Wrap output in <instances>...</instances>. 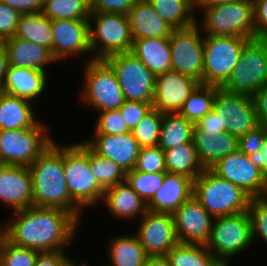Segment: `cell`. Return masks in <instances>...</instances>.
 I'll return each instance as SVG.
<instances>
[{"instance_id":"6da1fadb","label":"cell","mask_w":267,"mask_h":266,"mask_svg":"<svg viewBox=\"0 0 267 266\" xmlns=\"http://www.w3.org/2000/svg\"><path fill=\"white\" fill-rule=\"evenodd\" d=\"M13 214L2 222L4 238L13 245L40 253L69 250L81 224L71 213L59 208L30 206Z\"/></svg>"},{"instance_id":"7a4b0ae2","label":"cell","mask_w":267,"mask_h":266,"mask_svg":"<svg viewBox=\"0 0 267 266\" xmlns=\"http://www.w3.org/2000/svg\"><path fill=\"white\" fill-rule=\"evenodd\" d=\"M33 185V206L59 208L79 222L83 210L71 199L63 166V143L54 140L29 166Z\"/></svg>"},{"instance_id":"3957f363","label":"cell","mask_w":267,"mask_h":266,"mask_svg":"<svg viewBox=\"0 0 267 266\" xmlns=\"http://www.w3.org/2000/svg\"><path fill=\"white\" fill-rule=\"evenodd\" d=\"M63 166L71 199L84 211L102 202L105 189L90 166V148L82 141L63 143Z\"/></svg>"},{"instance_id":"277c9868","label":"cell","mask_w":267,"mask_h":266,"mask_svg":"<svg viewBox=\"0 0 267 266\" xmlns=\"http://www.w3.org/2000/svg\"><path fill=\"white\" fill-rule=\"evenodd\" d=\"M193 196L213 218L248 211L252 199L242 188L210 169L194 180Z\"/></svg>"},{"instance_id":"5b68a950","label":"cell","mask_w":267,"mask_h":266,"mask_svg":"<svg viewBox=\"0 0 267 266\" xmlns=\"http://www.w3.org/2000/svg\"><path fill=\"white\" fill-rule=\"evenodd\" d=\"M79 100L93 111L117 110L126 101L112 67L104 59L86 61Z\"/></svg>"},{"instance_id":"8992f818","label":"cell","mask_w":267,"mask_h":266,"mask_svg":"<svg viewBox=\"0 0 267 266\" xmlns=\"http://www.w3.org/2000/svg\"><path fill=\"white\" fill-rule=\"evenodd\" d=\"M202 12L200 27L204 35L239 36L255 39L253 0L233 1L215 5ZM204 31V32H203Z\"/></svg>"},{"instance_id":"52a82bcc","label":"cell","mask_w":267,"mask_h":266,"mask_svg":"<svg viewBox=\"0 0 267 266\" xmlns=\"http://www.w3.org/2000/svg\"><path fill=\"white\" fill-rule=\"evenodd\" d=\"M48 124L39 120L30 128L0 130V164L29 167L55 140Z\"/></svg>"},{"instance_id":"ba28073f","label":"cell","mask_w":267,"mask_h":266,"mask_svg":"<svg viewBox=\"0 0 267 266\" xmlns=\"http://www.w3.org/2000/svg\"><path fill=\"white\" fill-rule=\"evenodd\" d=\"M89 33L92 59L131 52L133 38L127 14L90 12Z\"/></svg>"},{"instance_id":"9c48e42d","label":"cell","mask_w":267,"mask_h":266,"mask_svg":"<svg viewBox=\"0 0 267 266\" xmlns=\"http://www.w3.org/2000/svg\"><path fill=\"white\" fill-rule=\"evenodd\" d=\"M252 243L254 245L251 218L248 211H244L215 217L206 247L218 260H230L241 256Z\"/></svg>"},{"instance_id":"30bf717a","label":"cell","mask_w":267,"mask_h":266,"mask_svg":"<svg viewBox=\"0 0 267 266\" xmlns=\"http://www.w3.org/2000/svg\"><path fill=\"white\" fill-rule=\"evenodd\" d=\"M266 84L267 41L251 39L244 46L238 63L221 88L232 93L252 96Z\"/></svg>"},{"instance_id":"8fae6325","label":"cell","mask_w":267,"mask_h":266,"mask_svg":"<svg viewBox=\"0 0 267 266\" xmlns=\"http://www.w3.org/2000/svg\"><path fill=\"white\" fill-rule=\"evenodd\" d=\"M203 84L221 87L251 40L239 36L204 35Z\"/></svg>"},{"instance_id":"7c38bea8","label":"cell","mask_w":267,"mask_h":266,"mask_svg":"<svg viewBox=\"0 0 267 266\" xmlns=\"http://www.w3.org/2000/svg\"><path fill=\"white\" fill-rule=\"evenodd\" d=\"M104 60L114 70L125 100L153 101L156 76L132 52L116 53Z\"/></svg>"},{"instance_id":"4fadbf2b","label":"cell","mask_w":267,"mask_h":266,"mask_svg":"<svg viewBox=\"0 0 267 266\" xmlns=\"http://www.w3.org/2000/svg\"><path fill=\"white\" fill-rule=\"evenodd\" d=\"M169 41L171 70L191 76L203 84L205 36L197 23L173 30Z\"/></svg>"},{"instance_id":"5bb4252c","label":"cell","mask_w":267,"mask_h":266,"mask_svg":"<svg viewBox=\"0 0 267 266\" xmlns=\"http://www.w3.org/2000/svg\"><path fill=\"white\" fill-rule=\"evenodd\" d=\"M51 29L53 34L52 56L57 62H66L71 58L80 59L81 57L82 59L83 56H85L84 58L88 57L87 61L93 60L90 48L89 19L51 20Z\"/></svg>"},{"instance_id":"9a60e30c","label":"cell","mask_w":267,"mask_h":266,"mask_svg":"<svg viewBox=\"0 0 267 266\" xmlns=\"http://www.w3.org/2000/svg\"><path fill=\"white\" fill-rule=\"evenodd\" d=\"M213 109L221 117L226 132L237 139L259 125L251 95L232 93L216 86Z\"/></svg>"},{"instance_id":"2e32d148","label":"cell","mask_w":267,"mask_h":266,"mask_svg":"<svg viewBox=\"0 0 267 266\" xmlns=\"http://www.w3.org/2000/svg\"><path fill=\"white\" fill-rule=\"evenodd\" d=\"M219 177L242 188L252 198H263L267 191V180L261 170L238 149L217 161L209 168Z\"/></svg>"},{"instance_id":"e0dca14e","label":"cell","mask_w":267,"mask_h":266,"mask_svg":"<svg viewBox=\"0 0 267 266\" xmlns=\"http://www.w3.org/2000/svg\"><path fill=\"white\" fill-rule=\"evenodd\" d=\"M138 221L133 233L149 256L167 255L179 244L172 214L147 210Z\"/></svg>"},{"instance_id":"ac0fdd59","label":"cell","mask_w":267,"mask_h":266,"mask_svg":"<svg viewBox=\"0 0 267 266\" xmlns=\"http://www.w3.org/2000/svg\"><path fill=\"white\" fill-rule=\"evenodd\" d=\"M172 216L179 243L207 244L214 218L194 196L183 203Z\"/></svg>"},{"instance_id":"d6986e66","label":"cell","mask_w":267,"mask_h":266,"mask_svg":"<svg viewBox=\"0 0 267 266\" xmlns=\"http://www.w3.org/2000/svg\"><path fill=\"white\" fill-rule=\"evenodd\" d=\"M199 83L195 78L173 70L157 75L152 107L162 113L179 112Z\"/></svg>"},{"instance_id":"ffe728a7","label":"cell","mask_w":267,"mask_h":266,"mask_svg":"<svg viewBox=\"0 0 267 266\" xmlns=\"http://www.w3.org/2000/svg\"><path fill=\"white\" fill-rule=\"evenodd\" d=\"M0 201L12 213L33 206L32 175L29 167L0 164Z\"/></svg>"},{"instance_id":"44dd1931","label":"cell","mask_w":267,"mask_h":266,"mask_svg":"<svg viewBox=\"0 0 267 266\" xmlns=\"http://www.w3.org/2000/svg\"><path fill=\"white\" fill-rule=\"evenodd\" d=\"M91 137L82 141L94 153L111 159L126 173L134 169L141 147L131 132L121 135L93 134Z\"/></svg>"},{"instance_id":"7402d4cb","label":"cell","mask_w":267,"mask_h":266,"mask_svg":"<svg viewBox=\"0 0 267 266\" xmlns=\"http://www.w3.org/2000/svg\"><path fill=\"white\" fill-rule=\"evenodd\" d=\"M194 180L182 174L165 173L162 186L147 203V210L173 214L193 196Z\"/></svg>"},{"instance_id":"603a6c76","label":"cell","mask_w":267,"mask_h":266,"mask_svg":"<svg viewBox=\"0 0 267 266\" xmlns=\"http://www.w3.org/2000/svg\"><path fill=\"white\" fill-rule=\"evenodd\" d=\"M101 204L120 221L140 220L147 211V204L126 181L106 188Z\"/></svg>"},{"instance_id":"cb8c5ba5","label":"cell","mask_w":267,"mask_h":266,"mask_svg":"<svg viewBox=\"0 0 267 266\" xmlns=\"http://www.w3.org/2000/svg\"><path fill=\"white\" fill-rule=\"evenodd\" d=\"M133 40L169 38L174 30L155 11L148 0H138L127 13Z\"/></svg>"},{"instance_id":"d4e9b609","label":"cell","mask_w":267,"mask_h":266,"mask_svg":"<svg viewBox=\"0 0 267 266\" xmlns=\"http://www.w3.org/2000/svg\"><path fill=\"white\" fill-rule=\"evenodd\" d=\"M47 74L30 68L9 66L3 92L37 103L48 88L47 81L50 79Z\"/></svg>"},{"instance_id":"484cf974","label":"cell","mask_w":267,"mask_h":266,"mask_svg":"<svg viewBox=\"0 0 267 266\" xmlns=\"http://www.w3.org/2000/svg\"><path fill=\"white\" fill-rule=\"evenodd\" d=\"M5 45L10 66L30 68L48 73L47 66H51L54 63L58 65L51 51L44 46L14 36L6 39Z\"/></svg>"},{"instance_id":"4316f807","label":"cell","mask_w":267,"mask_h":266,"mask_svg":"<svg viewBox=\"0 0 267 266\" xmlns=\"http://www.w3.org/2000/svg\"><path fill=\"white\" fill-rule=\"evenodd\" d=\"M34 102L0 92V130H16L33 127L40 119ZM38 118V119H37Z\"/></svg>"},{"instance_id":"83f0119b","label":"cell","mask_w":267,"mask_h":266,"mask_svg":"<svg viewBox=\"0 0 267 266\" xmlns=\"http://www.w3.org/2000/svg\"><path fill=\"white\" fill-rule=\"evenodd\" d=\"M192 140L204 169H209L217 161L238 149V139L226 131L212 136L202 134L194 127Z\"/></svg>"},{"instance_id":"f1b7e54d","label":"cell","mask_w":267,"mask_h":266,"mask_svg":"<svg viewBox=\"0 0 267 266\" xmlns=\"http://www.w3.org/2000/svg\"><path fill=\"white\" fill-rule=\"evenodd\" d=\"M131 52L155 75L171 70L169 38H141L133 40Z\"/></svg>"},{"instance_id":"f546056e","label":"cell","mask_w":267,"mask_h":266,"mask_svg":"<svg viewBox=\"0 0 267 266\" xmlns=\"http://www.w3.org/2000/svg\"><path fill=\"white\" fill-rule=\"evenodd\" d=\"M111 237L106 245L110 262L101 266H143L149 255L133 232Z\"/></svg>"},{"instance_id":"4dcf8cb0","label":"cell","mask_w":267,"mask_h":266,"mask_svg":"<svg viewBox=\"0 0 267 266\" xmlns=\"http://www.w3.org/2000/svg\"><path fill=\"white\" fill-rule=\"evenodd\" d=\"M167 172L182 174L195 180L205 169L197 156L193 140L164 150Z\"/></svg>"},{"instance_id":"1f68e13d","label":"cell","mask_w":267,"mask_h":266,"mask_svg":"<svg viewBox=\"0 0 267 266\" xmlns=\"http://www.w3.org/2000/svg\"><path fill=\"white\" fill-rule=\"evenodd\" d=\"M156 13L174 30L197 23L195 6L189 0H148Z\"/></svg>"},{"instance_id":"d6a6232c","label":"cell","mask_w":267,"mask_h":266,"mask_svg":"<svg viewBox=\"0 0 267 266\" xmlns=\"http://www.w3.org/2000/svg\"><path fill=\"white\" fill-rule=\"evenodd\" d=\"M14 37L44 46L51 51L53 34L51 20L39 13L21 14Z\"/></svg>"},{"instance_id":"836d02e7","label":"cell","mask_w":267,"mask_h":266,"mask_svg":"<svg viewBox=\"0 0 267 266\" xmlns=\"http://www.w3.org/2000/svg\"><path fill=\"white\" fill-rule=\"evenodd\" d=\"M193 128L179 112L163 113L158 146L164 151L192 141Z\"/></svg>"},{"instance_id":"e575fe53","label":"cell","mask_w":267,"mask_h":266,"mask_svg":"<svg viewBox=\"0 0 267 266\" xmlns=\"http://www.w3.org/2000/svg\"><path fill=\"white\" fill-rule=\"evenodd\" d=\"M215 94V85L199 83L191 92L179 113L195 125L213 109Z\"/></svg>"},{"instance_id":"d590c367","label":"cell","mask_w":267,"mask_h":266,"mask_svg":"<svg viewBox=\"0 0 267 266\" xmlns=\"http://www.w3.org/2000/svg\"><path fill=\"white\" fill-rule=\"evenodd\" d=\"M171 266H213L218 260L206 247L199 244H177L166 255Z\"/></svg>"},{"instance_id":"8d00e7d4","label":"cell","mask_w":267,"mask_h":266,"mask_svg":"<svg viewBox=\"0 0 267 266\" xmlns=\"http://www.w3.org/2000/svg\"><path fill=\"white\" fill-rule=\"evenodd\" d=\"M40 13L50 20L89 19L90 2L87 0H44Z\"/></svg>"},{"instance_id":"74e56055","label":"cell","mask_w":267,"mask_h":266,"mask_svg":"<svg viewBox=\"0 0 267 266\" xmlns=\"http://www.w3.org/2000/svg\"><path fill=\"white\" fill-rule=\"evenodd\" d=\"M90 166L98 183L104 188L125 181L126 172L111 159L101 157L90 149Z\"/></svg>"},{"instance_id":"f35d334b","label":"cell","mask_w":267,"mask_h":266,"mask_svg":"<svg viewBox=\"0 0 267 266\" xmlns=\"http://www.w3.org/2000/svg\"><path fill=\"white\" fill-rule=\"evenodd\" d=\"M163 113L152 108L131 131L139 146L155 147L159 144Z\"/></svg>"},{"instance_id":"ab89813d","label":"cell","mask_w":267,"mask_h":266,"mask_svg":"<svg viewBox=\"0 0 267 266\" xmlns=\"http://www.w3.org/2000/svg\"><path fill=\"white\" fill-rule=\"evenodd\" d=\"M165 173H144L132 169L126 173L125 181L147 204L162 186Z\"/></svg>"},{"instance_id":"60d3db41","label":"cell","mask_w":267,"mask_h":266,"mask_svg":"<svg viewBox=\"0 0 267 266\" xmlns=\"http://www.w3.org/2000/svg\"><path fill=\"white\" fill-rule=\"evenodd\" d=\"M40 252L13 245L5 238L0 245V266H34Z\"/></svg>"},{"instance_id":"b9f144b4","label":"cell","mask_w":267,"mask_h":266,"mask_svg":"<svg viewBox=\"0 0 267 266\" xmlns=\"http://www.w3.org/2000/svg\"><path fill=\"white\" fill-rule=\"evenodd\" d=\"M95 122L93 134L121 135L131 132L119 109L99 112Z\"/></svg>"},{"instance_id":"7bdbcfd3","label":"cell","mask_w":267,"mask_h":266,"mask_svg":"<svg viewBox=\"0 0 267 266\" xmlns=\"http://www.w3.org/2000/svg\"><path fill=\"white\" fill-rule=\"evenodd\" d=\"M248 213L251 218L253 242L262 239L267 245V200L263 198H252Z\"/></svg>"},{"instance_id":"ee69618b","label":"cell","mask_w":267,"mask_h":266,"mask_svg":"<svg viewBox=\"0 0 267 266\" xmlns=\"http://www.w3.org/2000/svg\"><path fill=\"white\" fill-rule=\"evenodd\" d=\"M134 170L144 173L167 172L165 153L159 147H142Z\"/></svg>"},{"instance_id":"f6af8a7d","label":"cell","mask_w":267,"mask_h":266,"mask_svg":"<svg viewBox=\"0 0 267 266\" xmlns=\"http://www.w3.org/2000/svg\"><path fill=\"white\" fill-rule=\"evenodd\" d=\"M152 102L125 101L119 108L130 131L143 119L152 109Z\"/></svg>"},{"instance_id":"bcb514c9","label":"cell","mask_w":267,"mask_h":266,"mask_svg":"<svg viewBox=\"0 0 267 266\" xmlns=\"http://www.w3.org/2000/svg\"><path fill=\"white\" fill-rule=\"evenodd\" d=\"M267 136V126L259 124L254 129L238 138V150L246 155L262 149Z\"/></svg>"},{"instance_id":"7dc6e473","label":"cell","mask_w":267,"mask_h":266,"mask_svg":"<svg viewBox=\"0 0 267 266\" xmlns=\"http://www.w3.org/2000/svg\"><path fill=\"white\" fill-rule=\"evenodd\" d=\"M69 252H41L36 258L34 266H90L89 262L84 261L77 263L75 258L68 256Z\"/></svg>"},{"instance_id":"c3c4849f","label":"cell","mask_w":267,"mask_h":266,"mask_svg":"<svg viewBox=\"0 0 267 266\" xmlns=\"http://www.w3.org/2000/svg\"><path fill=\"white\" fill-rule=\"evenodd\" d=\"M20 15L16 9L0 1V40L14 36Z\"/></svg>"},{"instance_id":"681fc988","label":"cell","mask_w":267,"mask_h":266,"mask_svg":"<svg viewBox=\"0 0 267 266\" xmlns=\"http://www.w3.org/2000/svg\"><path fill=\"white\" fill-rule=\"evenodd\" d=\"M138 0H91L90 12L127 14Z\"/></svg>"},{"instance_id":"f907efd6","label":"cell","mask_w":267,"mask_h":266,"mask_svg":"<svg viewBox=\"0 0 267 266\" xmlns=\"http://www.w3.org/2000/svg\"><path fill=\"white\" fill-rule=\"evenodd\" d=\"M194 127L202 134H210L212 136L219 135V133L226 131L221 117L212 109L202 119H200Z\"/></svg>"},{"instance_id":"816d5d0a","label":"cell","mask_w":267,"mask_h":266,"mask_svg":"<svg viewBox=\"0 0 267 266\" xmlns=\"http://www.w3.org/2000/svg\"><path fill=\"white\" fill-rule=\"evenodd\" d=\"M255 39L267 38V0H253Z\"/></svg>"},{"instance_id":"f5cc1de1","label":"cell","mask_w":267,"mask_h":266,"mask_svg":"<svg viewBox=\"0 0 267 266\" xmlns=\"http://www.w3.org/2000/svg\"><path fill=\"white\" fill-rule=\"evenodd\" d=\"M20 14H34L42 11L44 0H0Z\"/></svg>"},{"instance_id":"db71d44e","label":"cell","mask_w":267,"mask_h":266,"mask_svg":"<svg viewBox=\"0 0 267 266\" xmlns=\"http://www.w3.org/2000/svg\"><path fill=\"white\" fill-rule=\"evenodd\" d=\"M259 124L267 126V84L252 95Z\"/></svg>"},{"instance_id":"11a10c76","label":"cell","mask_w":267,"mask_h":266,"mask_svg":"<svg viewBox=\"0 0 267 266\" xmlns=\"http://www.w3.org/2000/svg\"><path fill=\"white\" fill-rule=\"evenodd\" d=\"M248 157L261 170L262 175L267 180V136L263 142L262 149L249 154Z\"/></svg>"},{"instance_id":"9f6ffc18","label":"cell","mask_w":267,"mask_h":266,"mask_svg":"<svg viewBox=\"0 0 267 266\" xmlns=\"http://www.w3.org/2000/svg\"><path fill=\"white\" fill-rule=\"evenodd\" d=\"M9 66L8 51L5 41L0 40V92L3 91Z\"/></svg>"},{"instance_id":"6f0895ef","label":"cell","mask_w":267,"mask_h":266,"mask_svg":"<svg viewBox=\"0 0 267 266\" xmlns=\"http://www.w3.org/2000/svg\"><path fill=\"white\" fill-rule=\"evenodd\" d=\"M143 266H171L166 255L148 256Z\"/></svg>"},{"instance_id":"680465c9","label":"cell","mask_w":267,"mask_h":266,"mask_svg":"<svg viewBox=\"0 0 267 266\" xmlns=\"http://www.w3.org/2000/svg\"><path fill=\"white\" fill-rule=\"evenodd\" d=\"M233 1H242V0H200L196 5L195 9H206L215 5L224 4Z\"/></svg>"},{"instance_id":"91938a15","label":"cell","mask_w":267,"mask_h":266,"mask_svg":"<svg viewBox=\"0 0 267 266\" xmlns=\"http://www.w3.org/2000/svg\"><path fill=\"white\" fill-rule=\"evenodd\" d=\"M231 263V261L229 260H217L213 266H231L229 265Z\"/></svg>"},{"instance_id":"94428289","label":"cell","mask_w":267,"mask_h":266,"mask_svg":"<svg viewBox=\"0 0 267 266\" xmlns=\"http://www.w3.org/2000/svg\"><path fill=\"white\" fill-rule=\"evenodd\" d=\"M3 238H4L3 226H2V223H0V245L3 241Z\"/></svg>"},{"instance_id":"6125c7cd","label":"cell","mask_w":267,"mask_h":266,"mask_svg":"<svg viewBox=\"0 0 267 266\" xmlns=\"http://www.w3.org/2000/svg\"><path fill=\"white\" fill-rule=\"evenodd\" d=\"M194 6L200 1V0H189Z\"/></svg>"},{"instance_id":"be15d7a7","label":"cell","mask_w":267,"mask_h":266,"mask_svg":"<svg viewBox=\"0 0 267 266\" xmlns=\"http://www.w3.org/2000/svg\"><path fill=\"white\" fill-rule=\"evenodd\" d=\"M264 198L267 200V191H266V193H265V196H264Z\"/></svg>"}]
</instances>
